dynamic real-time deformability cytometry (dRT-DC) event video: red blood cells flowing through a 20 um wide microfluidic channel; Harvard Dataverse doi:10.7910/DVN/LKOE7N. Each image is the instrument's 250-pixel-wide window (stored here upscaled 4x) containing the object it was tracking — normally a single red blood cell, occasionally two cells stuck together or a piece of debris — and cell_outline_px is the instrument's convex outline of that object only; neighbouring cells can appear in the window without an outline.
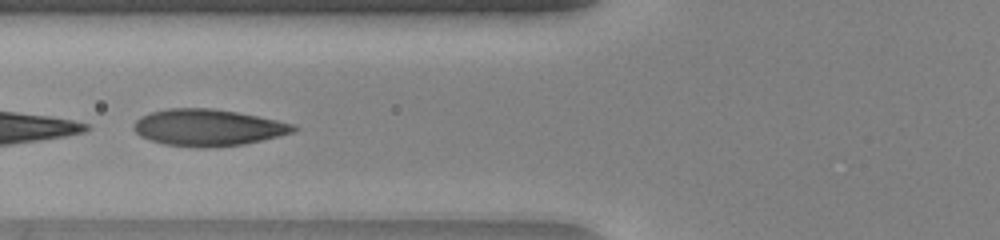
{"species": "human", "species_latin": "Homo sapiens", "temperature_condition": "warm", "stored_images_in_passage": 32, "camera_frame_rate_fps": 3000, "um_per_image_px": 0.085, "donor": {"sex": "female"}, "frame": {"image": 1, "passage_image": 5, "time_ms": 1.333, "image_size_px": [1000, 240], "cell_outline_px": [[300, 128], [292, 132], [244, 144], [204, 148], [196, 148], [164, 144], [148, 140], [140, 136], [132, 128], [132, 124], [140, 116], [152, 112], [168, 108], [212, 108], [236, 112], [276, 120], [292, 124]], "centroid_in_image_um": [17.6, 10.84], "position_along_channel_um": 108.2, "area_um2": 34.04}}
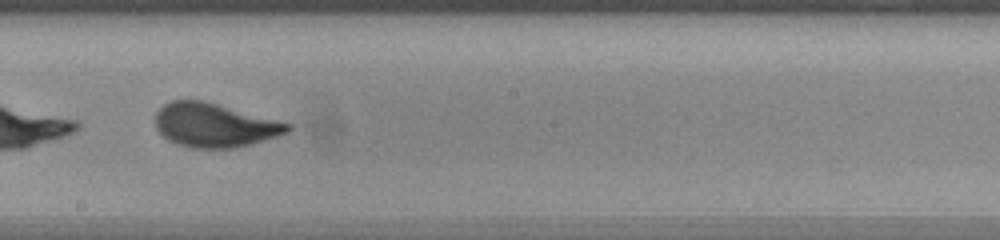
{"frame": {"image": 2, "passage_image": 14, "time_ms": 4.333, "image_size_px": [1000, 240], "cell_outline_px": [[292, 128], [288, 132], [276, 136], [248, 144], [232, 148], [192, 148], [176, 144], [168, 140], [156, 128], [156, 112], [164, 104], [172, 100], [204, 100], [292, 124]], "centroid_in_image_um": [18.21, 10.63], "position_along_channel_um": 230.0, "area_um2": 33.58}}
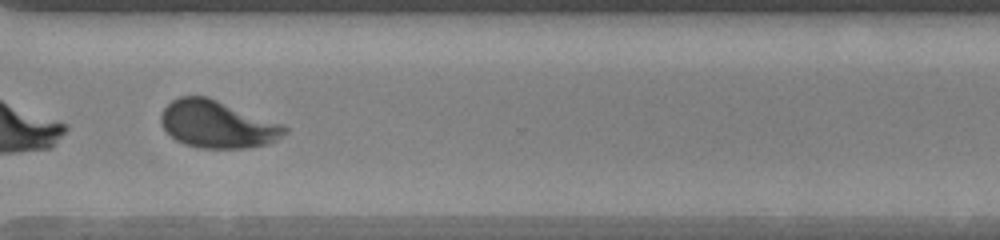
{"frame": {"image": 3, "passage_image": 23, "time_ms": 7.333, "image_size_px": [1000, 240], "cell_outline_px": [[288, 132], [276, 140], [268, 144], [248, 148], [200, 148], [184, 144], [176, 140], [160, 124], [160, 116], [164, 108], [172, 100], [180, 96], [208, 96], [284, 124], [288, 128]], "centroid_in_image_um": [18.5, 10.56], "position_along_channel_um": 352.1, "area_um2": 34.39}, "authors_computed_cell_mechanics": {"area_um2": 33.6396, "velocity_mm_per_s": 4.0622, "shape_relaxation_time_tau1_ms": 1.1383, "shape_relaxation_time_tau2_ms": 0.7617, "deformation_change_tau1": 0.3398, "deformation_change_tau2": 0.0721}}